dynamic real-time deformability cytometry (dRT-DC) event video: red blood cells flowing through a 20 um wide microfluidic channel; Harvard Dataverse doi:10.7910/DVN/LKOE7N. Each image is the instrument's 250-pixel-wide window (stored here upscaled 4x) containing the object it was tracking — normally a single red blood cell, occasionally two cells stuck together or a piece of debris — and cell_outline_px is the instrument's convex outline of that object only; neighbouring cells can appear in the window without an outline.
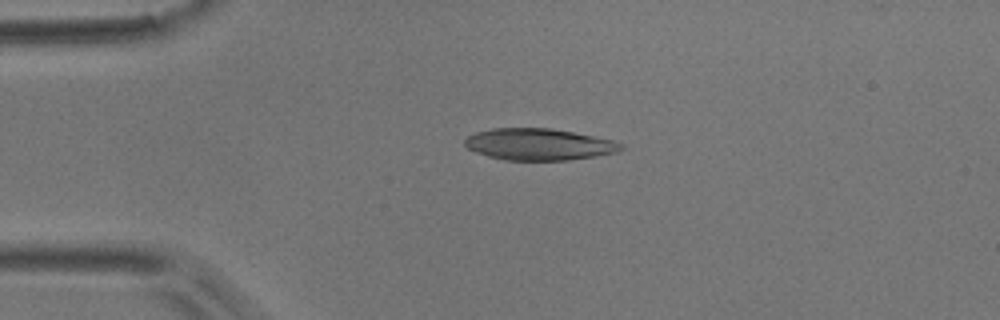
{"species": "common noctule bat (a hibernating species)", "species_latin": "Nyctalus noctula", "temperature_condition": "room temperature", "stored_images_in_passage": 5, "camera_frame_rate_fps": 3000, "um_per_image_px": 0.085, "animal": {"sex": "male", "body_mass_g": 17.9}, "frame": {"image": 1, "passage_image": 4, "time_ms": 3.667, "image_size_px": [1000, 320], "cell_outline_px": [[624, 148], [620, 152], [596, 156], [568, 160], [504, 160], [488, 156], [476, 152], [468, 148], [464, 144], [464, 140], [468, 136], [476, 132], [492, 128], [552, 128], [612, 140], [624, 144]], "centroid_in_image_um": [45.82, 12.27], "position_along_channel_um": 39.2, "area_um2": 28.84}}